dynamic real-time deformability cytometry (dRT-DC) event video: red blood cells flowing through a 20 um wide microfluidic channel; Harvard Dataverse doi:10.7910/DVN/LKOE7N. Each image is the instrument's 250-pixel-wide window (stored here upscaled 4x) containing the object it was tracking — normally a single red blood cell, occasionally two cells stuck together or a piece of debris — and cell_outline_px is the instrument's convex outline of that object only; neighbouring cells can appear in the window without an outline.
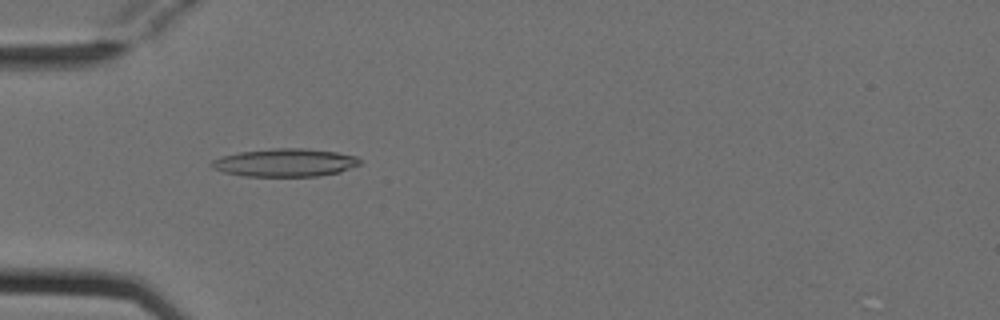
{"species": "Egyptian fruit bat (a non-hibernating species)", "species_latin": "Rousettus aegyptiacus", "temperature_condition": "cold", "stored_images_in_passage": 6, "camera_frame_rate_fps": 3000, "um_per_image_px": 0.085, "animal": {"sex": "female"}, "frame": {"image": 1, "passage_image": 5, "time_ms": 1.333, "image_size_px": [1000, 320], "cell_outline_px": [[360, 164], [340, 172], [316, 176], [244, 176], [224, 172], [212, 168], [208, 164], [212, 160], [220, 156], [240, 152], [276, 148], [304, 148], [336, 152], [356, 156], [360, 160]], "centroid_in_image_um": [24.19, 13.82], "position_along_channel_um": 60.8, "area_um2": 24.16}}
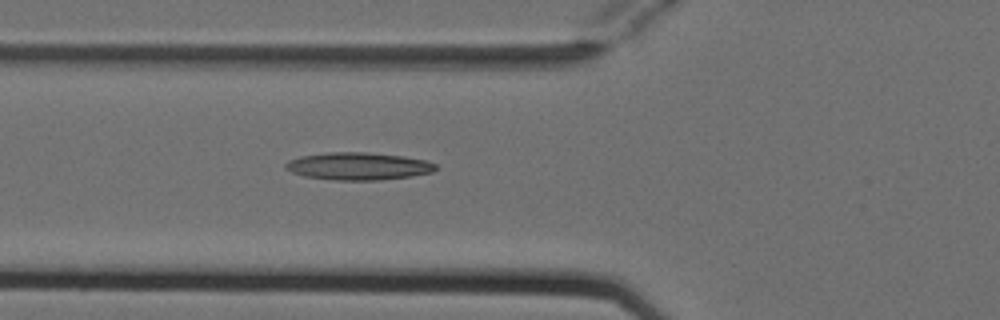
{"frame": {"image": 2, "passage_image": 6, "time_ms": 1.667, "image_size_px": [1000, 320], "cell_outline_px": [[436, 168], [432, 172], [412, 176], [380, 180], [332, 180], [304, 176], [292, 172], [284, 168], [284, 164], [288, 160], [300, 156], [328, 152], [364, 152], [404, 156], [424, 160], [436, 164]], "centroid_in_image_um": [30.42, 14.12], "position_along_channel_um": 95.4, "area_um2": 24.1}}